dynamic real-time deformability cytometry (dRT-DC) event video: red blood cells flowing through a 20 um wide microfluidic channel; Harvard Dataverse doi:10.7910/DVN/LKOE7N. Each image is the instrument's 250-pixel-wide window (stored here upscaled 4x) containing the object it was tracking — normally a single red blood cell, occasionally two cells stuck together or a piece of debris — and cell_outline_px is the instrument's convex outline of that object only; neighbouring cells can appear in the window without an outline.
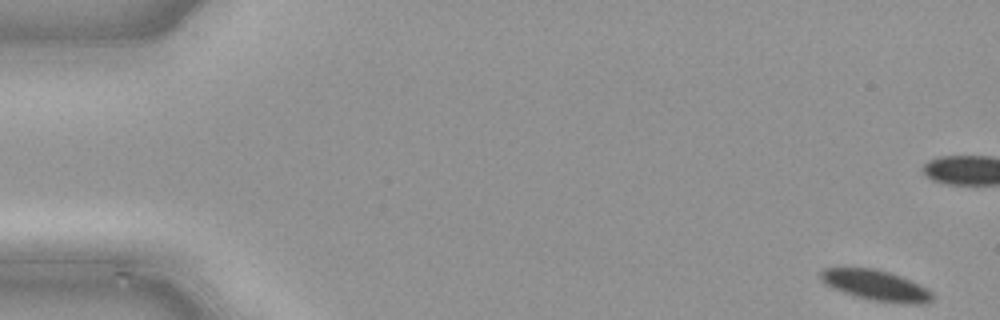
{"species": "common noctule bat (a hibernating species)", "species_latin": "Nyctalus noctula", "temperature_condition": "cold", "stored_images_in_passage": 49, "camera_frame_rate_fps": 3000, "um_per_image_px": 0.085, "animal": {"sex": "male", "body_mass_g": 21.5, "forearm_length_mm": 52.0}, "frame": {"image": 1, "passage_image": 1, "time_ms": 0.0, "image_size_px": [1000, 320], "cell_outline_px": [[932, 300], [912, 304], [908, 304], [876, 300], [856, 296], [844, 292], [824, 284], [820, 280], [820, 272], [824, 268], [876, 268], [900, 276], [932, 292]], "centroid_in_image_um": [74.38, 24.23], "position_along_channel_um": 10.6, "area_um2": 19.25}}